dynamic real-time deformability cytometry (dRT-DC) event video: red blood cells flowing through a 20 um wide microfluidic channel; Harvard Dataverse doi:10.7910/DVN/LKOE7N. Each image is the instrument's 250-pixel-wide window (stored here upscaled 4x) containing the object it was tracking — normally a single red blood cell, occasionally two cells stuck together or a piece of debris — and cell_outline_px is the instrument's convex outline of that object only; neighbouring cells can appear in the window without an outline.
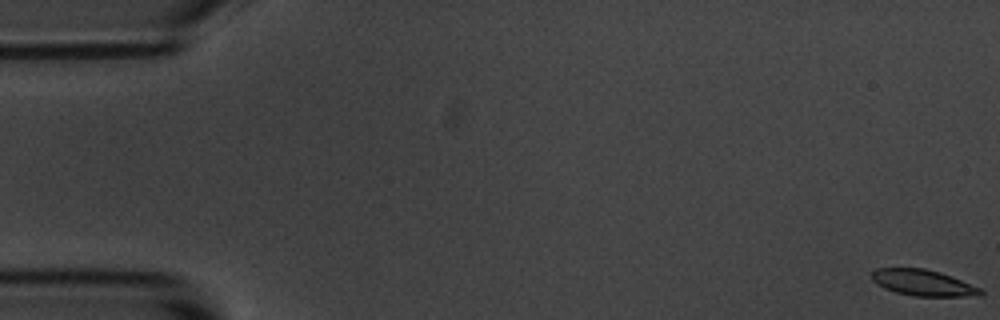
{"species": "common noctule bat (a hibernating species)", "species_latin": "Nyctalus noctula", "temperature_condition": "room temperature", "stored_images_in_passage": 6, "camera_frame_rate_fps": 3000, "um_per_image_px": 0.085, "animal": {"sex": "male", "body_mass_g": 20.1, "forearm_length_mm": 53.5}, "frame": {"image": 1, "passage_image": 1, "time_ms": 0.0, "image_size_px": [1000, 320], "cell_outline_px": [[984, 292], [980, 296], [912, 296], [896, 292], [884, 288], [872, 280], [872, 272], [876, 268], [924, 268], [940, 272], [952, 276], [980, 288]], "centroid_in_image_um": [78.47, 24.03], "position_along_channel_um": 6.5, "area_um2": 16.53}}
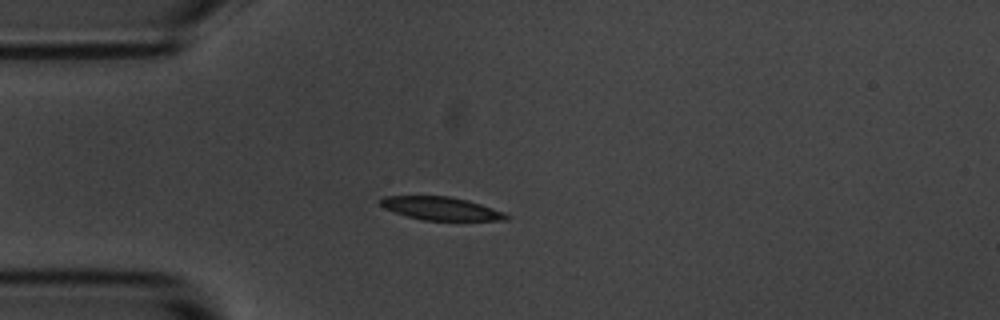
{"frame": {"image": 2, "passage_image": 5, "time_ms": 4.667, "image_size_px": [1000, 320], "cell_outline_px": [[508, 220], [424, 220], [408, 216], [384, 208], [380, 204], [380, 200], [384, 196], [448, 196], [468, 200], [504, 212], [508, 216]], "centroid_in_image_um": [37.48, 17.71], "position_along_channel_um": 47.5, "area_um2": 16.7}}